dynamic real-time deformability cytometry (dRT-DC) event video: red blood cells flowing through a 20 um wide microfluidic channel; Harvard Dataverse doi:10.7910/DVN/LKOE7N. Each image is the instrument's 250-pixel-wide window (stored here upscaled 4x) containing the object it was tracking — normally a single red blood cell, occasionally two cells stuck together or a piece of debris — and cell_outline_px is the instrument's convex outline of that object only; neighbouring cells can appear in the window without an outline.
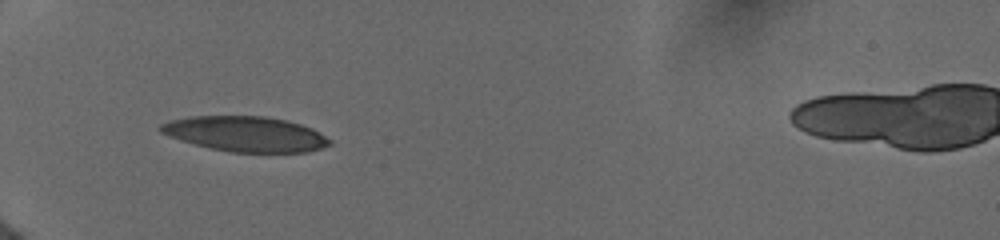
{"species": "human", "species_latin": "Homo sapiens", "temperature_condition": "cold", "stored_images_in_passage": 8, "camera_frame_rate_fps": 3000, "um_per_image_px": 0.085, "donor": {"sex": "female"}, "frame": {"image": 1, "passage_image": 1, "time_ms": 0.0, "image_size_px": [1000, 240], "cell_outline_px": [[332, 144], [308, 152], [232, 152], [212, 148], [180, 140], [168, 136], [160, 132], [160, 124], [172, 120], [192, 116], [268, 116], [288, 120], [312, 128], [320, 132], [332, 140]], "centroid_in_image_um": [20.91, 11.38], "position_along_channel_um": 64.1, "area_um2": 34.62}}
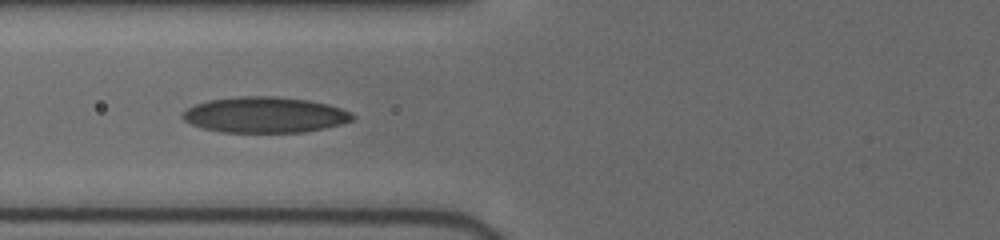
{"frame": {"image": 2, "passage_image": 7, "time_ms": 1.333, "image_size_px": [1000, 240], "cell_outline_px": [[356, 116], [352, 120], [340, 124], [324, 128], [304, 132], [220, 132], [200, 128], [184, 120], [180, 116], [188, 108], [196, 104], [208, 100], [236, 96], [276, 96], [308, 100], [328, 104], [352, 112]], "centroid_in_image_um": [22.5, 9.76], "position_along_channel_um": 103.3, "area_um2": 35.55}}